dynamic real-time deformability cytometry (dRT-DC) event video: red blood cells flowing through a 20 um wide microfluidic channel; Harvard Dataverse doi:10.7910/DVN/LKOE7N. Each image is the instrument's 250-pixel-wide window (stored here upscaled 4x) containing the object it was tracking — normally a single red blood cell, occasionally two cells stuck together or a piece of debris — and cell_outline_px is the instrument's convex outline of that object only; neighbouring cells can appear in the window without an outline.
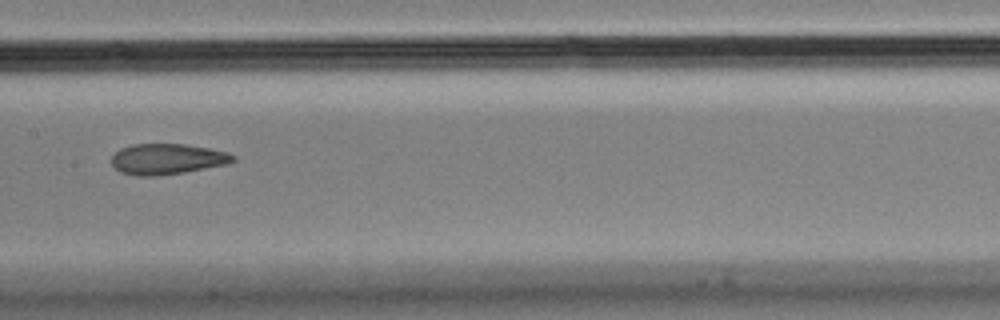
{"species": "Egyptian fruit bat (a non-hibernating species)", "species_latin": "Rousettus aegyptiacus", "temperature_condition": "cold", "stored_images_in_passage": 14, "camera_frame_rate_fps": 3000, "um_per_image_px": 0.085, "animal": {"sex": "male"}, "frame": {"image": 1, "passage_image": 7, "time_ms": 2.0, "image_size_px": [1000, 320], "cell_outline_px": [[236, 160], [228, 164], [184, 172], [156, 176], [136, 176], [120, 172], [112, 164], [112, 156], [120, 148], [132, 144], [184, 144], [208, 148], [228, 152], [236, 156]], "centroid_in_image_um": [14.22, 13.52], "position_along_channel_um": 193.2, "area_um2": 21.79}}
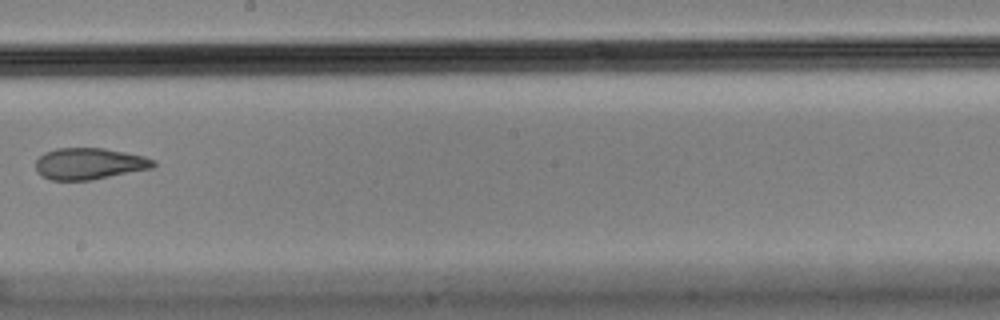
{"frame": {"image": 2, "passage_image": 8, "time_ms": 2.333, "image_size_px": [1000, 320], "cell_outline_px": [[156, 164], [152, 168], [92, 180], [52, 180], [40, 176], [36, 172], [36, 160], [44, 152], [56, 148], [104, 148], [144, 156], [156, 160]], "centroid_in_image_um": [7.57, 13.91], "position_along_channel_um": 240.6, "area_um2": 21.73}}